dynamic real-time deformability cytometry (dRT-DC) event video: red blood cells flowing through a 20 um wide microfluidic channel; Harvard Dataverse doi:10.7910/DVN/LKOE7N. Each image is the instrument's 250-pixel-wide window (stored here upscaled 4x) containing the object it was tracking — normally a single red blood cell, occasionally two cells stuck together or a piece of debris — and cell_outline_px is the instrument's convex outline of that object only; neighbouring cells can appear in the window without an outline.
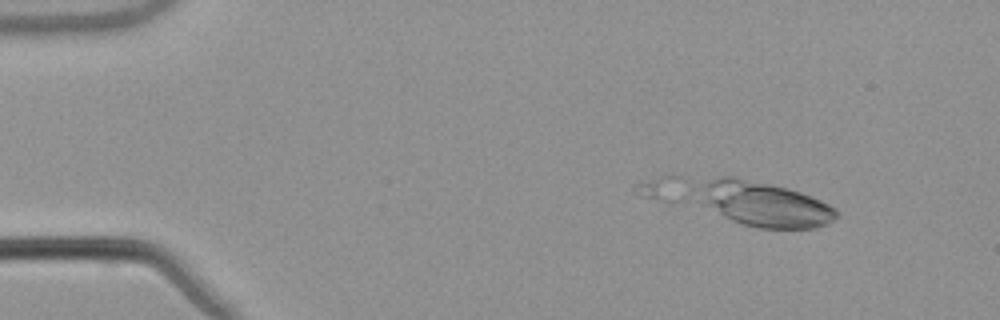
{"species": "common noctule bat (a hibernating species)", "species_latin": "Nyctalus noctula", "temperature_condition": "warm", "stored_images_in_passage": 12, "camera_frame_rate_fps": 3000, "um_per_image_px": 0.085, "animal": {"sex": "male", "body_mass_g": 21.5, "forearm_length_mm": 52.0}, "frame": {"image": 1, "passage_image": 7, "time_ms": 2.0, "image_size_px": [1000, 320], "cell_outline_px": [[836, 216], [828, 224], [816, 228], [760, 228], [744, 224], [732, 220], [724, 216], [704, 204], [700, 188], [700, 184], [708, 180], [720, 176], [736, 176], [788, 188], [800, 192], [820, 200], [828, 204], [836, 212]], "centroid_in_image_um": [64.98, 17.34], "position_along_channel_um": 20.0, "area_um2": 35.37}}